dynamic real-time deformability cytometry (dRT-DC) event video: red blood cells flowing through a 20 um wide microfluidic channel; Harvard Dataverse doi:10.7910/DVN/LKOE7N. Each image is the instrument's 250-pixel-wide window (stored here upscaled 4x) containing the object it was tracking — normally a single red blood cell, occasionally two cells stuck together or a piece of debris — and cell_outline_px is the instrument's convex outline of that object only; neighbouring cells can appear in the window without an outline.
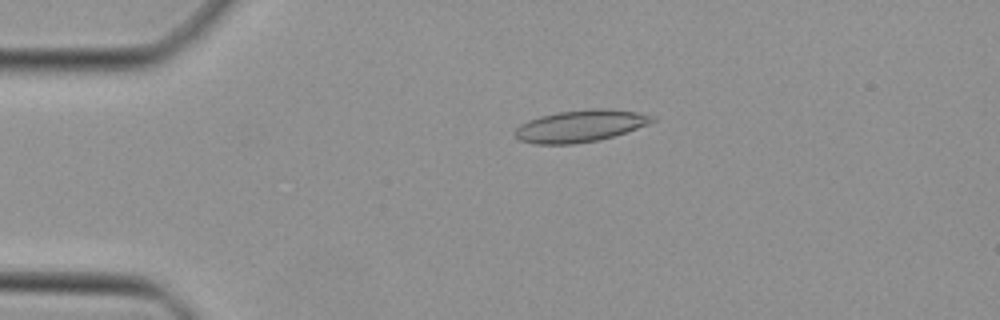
{"species": "Egyptian fruit bat (a non-hibernating species)", "species_latin": "Rousettus aegyptiacus", "temperature_condition": "cold", "stored_images_in_passage": 41, "camera_frame_rate_fps": 3000, "um_per_image_px": 0.085, "animal": {"sex": "female"}, "frame": {"image": 1, "passage_image": 4, "time_ms": 1.0, "image_size_px": [1000, 320], "cell_outline_px": [[656, 120], [648, 124], [600, 140], [572, 144], [536, 144], [520, 140], [512, 132], [520, 124], [528, 120], [540, 116], [556, 112], [592, 108], [604, 108], [636, 112], [656, 116]], "centroid_in_image_um": [49.3, 10.7], "position_along_channel_um": 35.7, "area_um2": 25.55}}
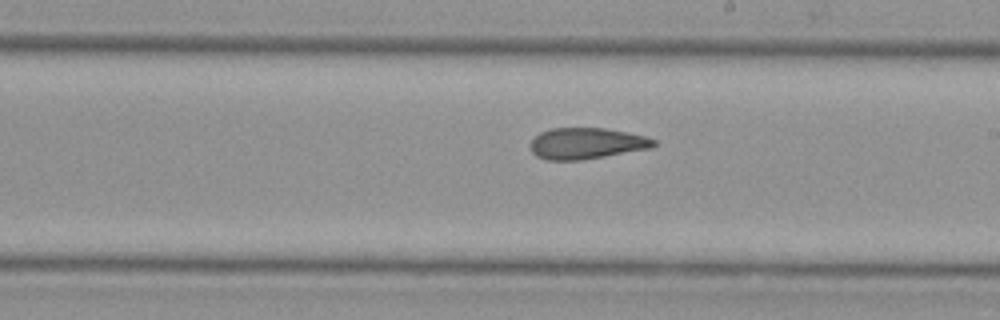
{"frame": {"image": 2, "passage_image": 21, "time_ms": 6.667, "image_size_px": [1000, 320], "cell_outline_px": [[656, 144], [652, 148], [580, 160], [548, 160], [536, 156], [532, 152], [532, 140], [540, 132], [552, 128], [604, 128], [644, 136], [656, 140]], "centroid_in_image_um": [49.85, 12.19], "position_along_channel_um": 239.1, "area_um2": 22.14}}
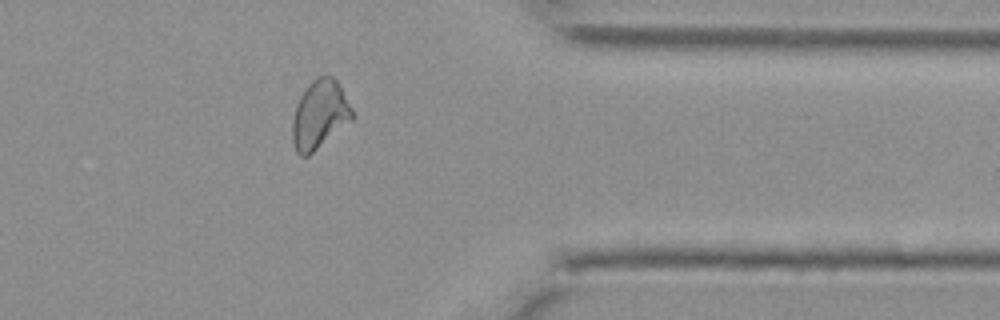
{"frame": {"image": 3, "passage_image": 32, "time_ms": 10.333, "image_size_px": [1000, 320], "cell_outline_px": [[352, 120], [308, 156], [300, 156], [296, 152], [292, 140], [292, 120], [296, 104], [300, 96], [308, 84], [316, 76], [332, 76], [336, 80], [352, 108]], "centroid_in_image_um": [27.14, 9.74], "position_along_channel_um": 384.3, "area_um2": 23.7}}